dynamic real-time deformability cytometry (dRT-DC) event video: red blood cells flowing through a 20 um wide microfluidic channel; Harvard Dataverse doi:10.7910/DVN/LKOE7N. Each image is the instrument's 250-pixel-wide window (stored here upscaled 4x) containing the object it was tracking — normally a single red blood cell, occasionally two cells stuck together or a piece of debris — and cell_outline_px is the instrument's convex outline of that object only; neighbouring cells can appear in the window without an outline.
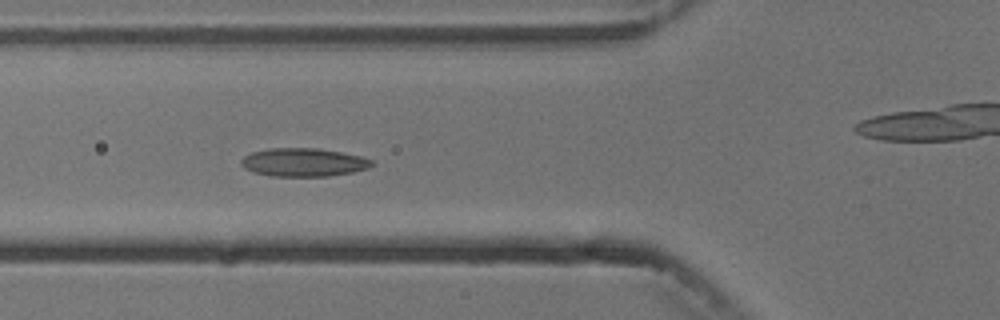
{"species": "common noctule bat (a hibernating species)", "species_latin": "Nyctalus noctula", "temperature_condition": "cold", "stored_images_in_passage": 7, "camera_frame_rate_fps": 3000, "um_per_image_px": 0.085, "animal": {"sex": "male", "body_mass_g": 13.3}, "frame": {"image": 1, "passage_image": 6, "time_ms": 5.667, "image_size_px": [1000, 320], "cell_outline_px": [[372, 164], [368, 168], [352, 172], [328, 176], [272, 176], [252, 172], [244, 168], [240, 164], [240, 160], [244, 156], [252, 152], [268, 148], [316, 148], [340, 152], [360, 156], [372, 160]], "centroid_in_image_um": [25.74, 13.79], "position_along_channel_um": 100.1, "area_um2": 21.5}}